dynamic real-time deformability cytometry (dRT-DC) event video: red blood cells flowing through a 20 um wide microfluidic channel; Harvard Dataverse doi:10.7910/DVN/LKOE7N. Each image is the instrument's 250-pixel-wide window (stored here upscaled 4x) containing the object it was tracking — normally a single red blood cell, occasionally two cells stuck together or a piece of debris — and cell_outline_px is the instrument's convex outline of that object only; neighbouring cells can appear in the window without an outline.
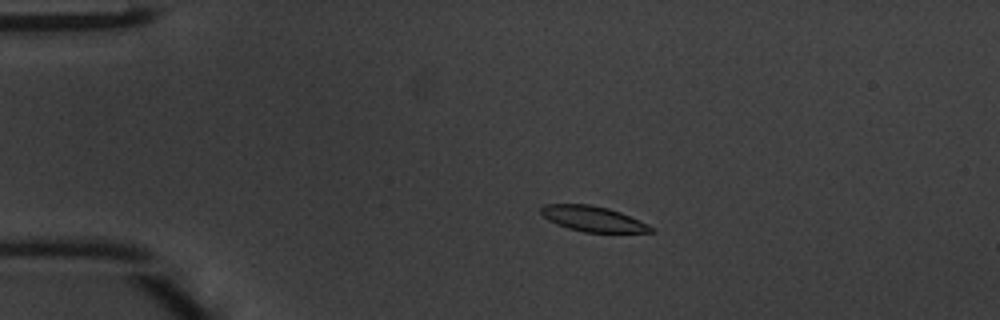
{"species": "common noctule bat (a hibernating species)", "species_latin": "Nyctalus noctula", "temperature_condition": "warm", "stored_images_in_passage": 43, "camera_frame_rate_fps": 3000, "um_per_image_px": 0.085, "animal": {"sex": "male", "body_mass_g": 20.1, "forearm_length_mm": 53.5}, "frame": {"image": 1, "passage_image": 5, "time_ms": 1.333, "image_size_px": [1000, 320], "cell_outline_px": [[656, 232], [584, 232], [568, 228], [556, 224], [548, 220], [540, 212], [540, 208], [544, 204], [588, 204], [608, 208], [620, 212], [648, 224], [656, 228]], "centroid_in_image_um": [50.41, 18.6], "position_along_channel_um": 34.6, "area_um2": 16.24}}
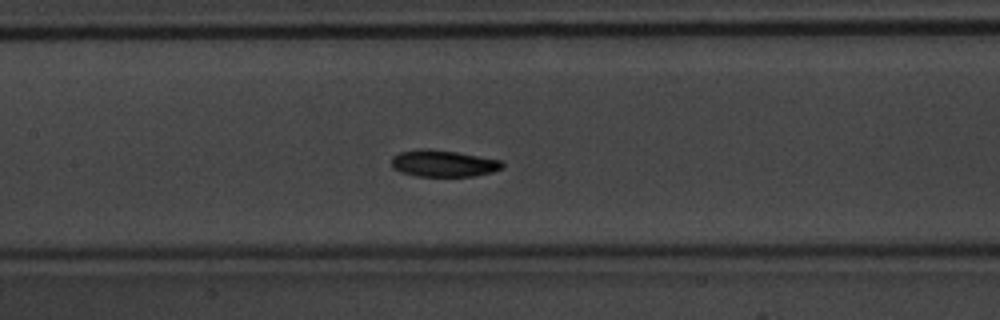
{"frame": {"image": 2, "passage_image": 18, "time_ms": 5.667, "image_size_px": [1000, 320], "cell_outline_px": [[504, 168], [492, 172], [472, 176], [416, 176], [400, 172], [392, 168], [392, 156], [400, 152], [420, 148], [428, 148], [456, 152], [500, 160], [504, 164]], "centroid_in_image_um": [37.66, 13.89], "position_along_channel_um": 169.7, "area_um2": 17.28}}
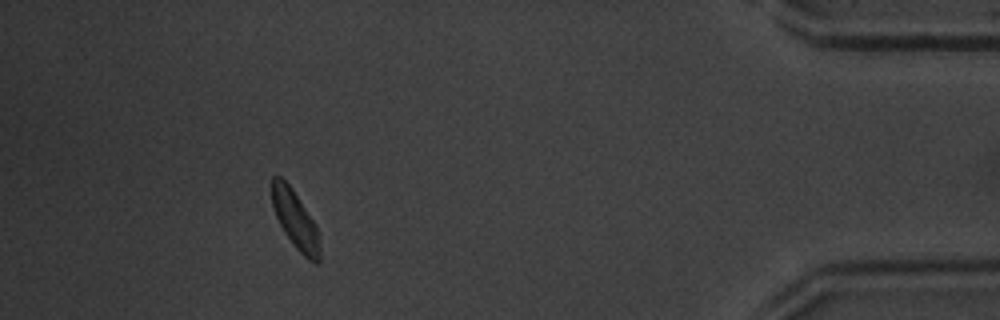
{"frame": {"image": 3, "passage_image": 39, "time_ms": 12.667, "image_size_px": [1000, 320], "cell_outline_px": [[320, 260], [316, 264], [308, 260], [292, 244], [284, 232], [276, 216], [272, 204], [272, 176], [280, 176], [292, 188], [316, 224], [320, 248]], "centroid_in_image_um": [25.11, 18.7], "position_along_channel_um": 410.1, "area_um2": 16.13}, "authors_computed_cell_mechanics": {"area_um2": 16.8776, "velocity_mm_per_s": 4.1939, "shape_relaxation_time_tau1_ms": 1.3111, "shape_relaxation_time_tau2_ms": null, "deformation_change_tau1": 0.0979, "deformation_change_tau2": null}}